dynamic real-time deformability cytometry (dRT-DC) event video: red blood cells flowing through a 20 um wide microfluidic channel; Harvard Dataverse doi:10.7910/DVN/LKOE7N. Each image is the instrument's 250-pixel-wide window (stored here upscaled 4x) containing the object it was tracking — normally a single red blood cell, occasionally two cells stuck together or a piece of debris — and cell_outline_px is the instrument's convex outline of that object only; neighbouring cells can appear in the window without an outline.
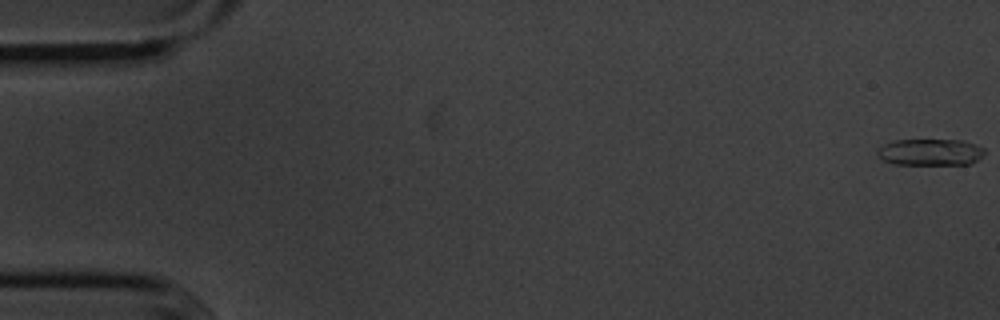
{"species": "common noctule bat (a hibernating species)", "species_latin": "Nyctalus noctula", "temperature_condition": "cold", "stored_images_in_passage": 11, "camera_frame_rate_fps": 3000, "um_per_image_px": 0.085, "animal": {"sex": "male", "body_mass_g": 20.1, "forearm_length_mm": 53.5}, "frame": {"image": 1, "passage_image": 1, "time_ms": 0.0, "image_size_px": [1000, 320], "cell_outline_px": [[984, 152], [972, 164], [892, 164], [884, 160], [876, 152], [884, 144], [892, 140], [960, 140], [976, 144], [984, 148]], "centroid_in_image_um": [79.07, 12.93], "position_along_channel_um": 5.9, "area_um2": 16.47}}